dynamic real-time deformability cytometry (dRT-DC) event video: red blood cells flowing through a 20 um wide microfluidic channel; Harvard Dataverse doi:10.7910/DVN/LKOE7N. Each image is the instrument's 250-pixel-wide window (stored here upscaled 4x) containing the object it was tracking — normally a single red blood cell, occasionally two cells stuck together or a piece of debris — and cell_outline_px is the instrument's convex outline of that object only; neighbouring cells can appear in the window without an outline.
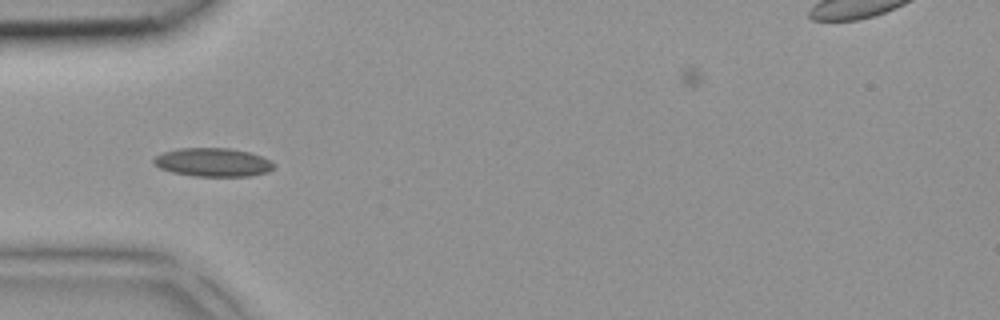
{"species": "common noctule bat (a hibernating species)", "species_latin": "Nyctalus noctula", "temperature_condition": "room temperature", "stored_images_in_passage": 2, "camera_frame_rate_fps": 3000, "um_per_image_px": 0.085, "animal": {"sex": "female", "body_mass_g": 18.4}, "frame": {"image": 1, "passage_image": 2, "time_ms": 0.333, "image_size_px": [1000, 320], "cell_outline_px": [[276, 168], [268, 172], [248, 176], [196, 176], [172, 172], [160, 168], [152, 160], [156, 156], [164, 152], [180, 148], [228, 148], [248, 152], [260, 156], [276, 164]], "centroid_in_image_um": [18.13, 13.8], "position_along_channel_um": 66.9, "area_um2": 19.83}}